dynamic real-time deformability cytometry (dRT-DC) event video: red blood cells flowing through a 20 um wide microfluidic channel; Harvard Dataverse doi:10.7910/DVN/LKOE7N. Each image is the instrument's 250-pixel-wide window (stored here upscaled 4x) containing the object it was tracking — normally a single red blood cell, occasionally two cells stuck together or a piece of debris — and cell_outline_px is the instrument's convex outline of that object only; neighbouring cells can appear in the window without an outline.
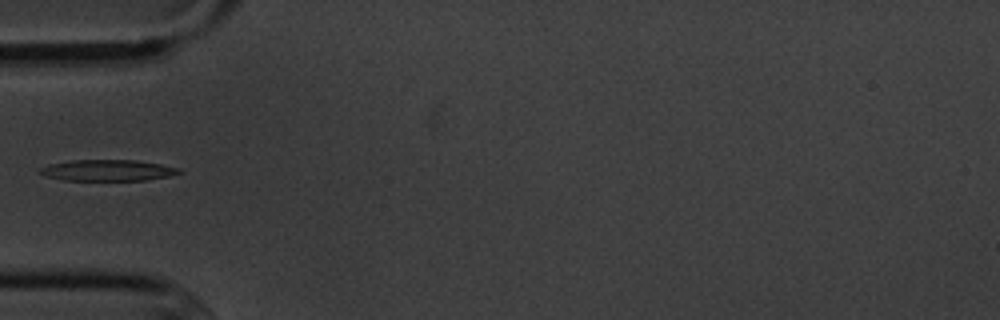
{"species": "common noctule bat (a hibernating species)", "species_latin": "Nyctalus noctula", "temperature_condition": "cold", "stored_images_in_passage": 4, "camera_frame_rate_fps": 3000, "um_per_image_px": 0.085, "animal": {"sex": "male", "body_mass_g": 20.1, "forearm_length_mm": 53.5}, "frame": {"image": 1, "passage_image": 4, "time_ms": 3.333, "image_size_px": [1000, 320], "cell_outline_px": [[184, 172], [168, 176], [148, 180], [64, 180], [44, 176], [36, 172], [36, 168], [48, 164], [72, 160], [136, 160], [160, 164], [180, 168]], "centroid_in_image_um": [9.09, 14.47], "position_along_channel_um": 75.9, "area_um2": 17.4}}